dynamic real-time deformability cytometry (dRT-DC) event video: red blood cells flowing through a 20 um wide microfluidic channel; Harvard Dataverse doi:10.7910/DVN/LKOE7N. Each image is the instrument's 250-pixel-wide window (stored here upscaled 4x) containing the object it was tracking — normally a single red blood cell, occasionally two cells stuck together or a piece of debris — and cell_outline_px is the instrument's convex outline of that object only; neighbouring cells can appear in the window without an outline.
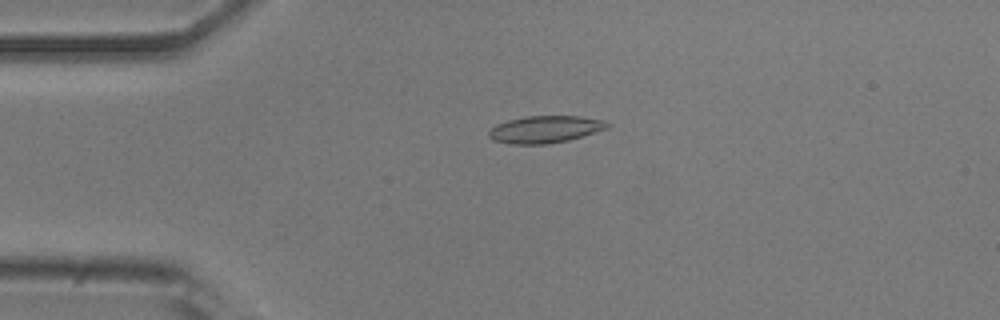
{"species": "common noctule bat (a hibernating species)", "species_latin": "Nyctalus noctula", "temperature_condition": "room temperature", "stored_images_in_passage": 35, "camera_frame_rate_fps": 3000, "um_per_image_px": 0.085, "animal": {"sex": "male", "body_mass_g": 20.5, "forearm_length_mm": 52.5}, "frame": {"image": 1, "passage_image": 1, "time_ms": 0.0, "image_size_px": [1000, 320], "cell_outline_px": [[612, 124], [608, 128], [568, 140], [548, 144], [508, 144], [492, 140], [488, 136], [488, 132], [496, 124], [508, 120], [524, 116], [580, 116], [604, 120]], "centroid_in_image_um": [46.32, 10.99], "position_along_channel_um": 38.7, "area_um2": 18.84}}
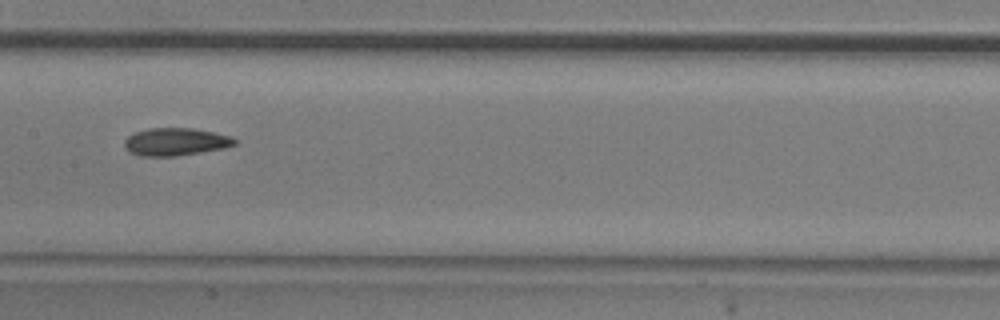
{"frame": {"image": 2, "passage_image": 15, "time_ms": 4.667, "image_size_px": [1000, 320], "cell_outline_px": [[236, 144], [224, 148], [176, 156], [140, 156], [128, 152], [124, 148], [124, 140], [132, 132], [148, 128], [192, 128], [232, 136], [236, 140]], "centroid_in_image_um": [14.87, 12.05], "position_along_channel_um": 192.5, "area_um2": 17.92}}
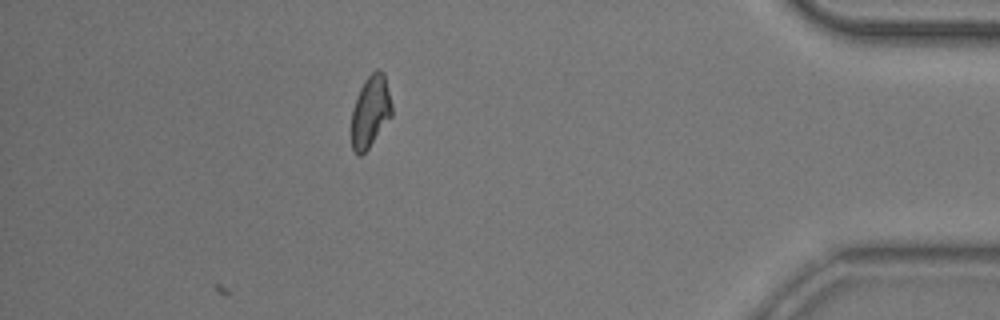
{"frame": {"image": 3, "passage_image": 35, "time_ms": 11.333, "image_size_px": [1000, 320], "cell_outline_px": [[392, 116], [368, 148], [360, 156], [352, 148], [352, 108], [360, 88], [364, 80], [376, 68], [384, 72], [392, 104]], "centroid_in_image_um": [31.5, 9.44], "position_along_channel_um": 403.7, "area_um2": 16.82}, "authors_computed_cell_mechanics": {"area_um2": 17.4556, "velocity_mm_per_s": 3.8568, "shape_relaxation_time_tau1_ms": 4.8902, "shape_relaxation_time_tau2_ms": 2.9956, "deformation_change_tau1": 0.1302, "deformation_change_tau2": 0.0919}}